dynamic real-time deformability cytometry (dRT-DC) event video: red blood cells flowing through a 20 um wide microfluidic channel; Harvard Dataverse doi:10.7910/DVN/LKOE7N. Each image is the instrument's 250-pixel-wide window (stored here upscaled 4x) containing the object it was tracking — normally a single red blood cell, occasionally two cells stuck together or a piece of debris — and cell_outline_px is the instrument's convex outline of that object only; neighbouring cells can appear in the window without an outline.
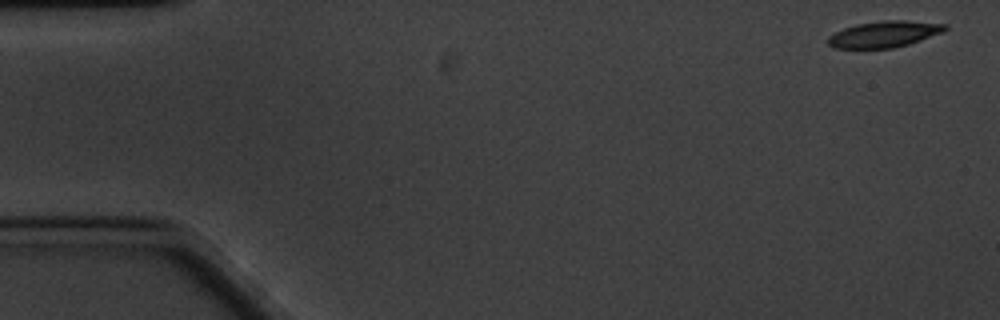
{"species": "common noctule bat (a hibernating species)", "species_latin": "Nyctalus noctula", "temperature_condition": "cold", "stored_images_in_passage": 9, "camera_frame_rate_fps": 3000, "um_per_image_px": 0.085, "animal": {"sex": "male", "body_mass_g": 20.1, "forearm_length_mm": 53.5}, "frame": {"image": 1, "passage_image": 1, "time_ms": 0.0, "image_size_px": [1000, 320], "cell_outline_px": [[948, 28], [944, 32], [908, 44], [892, 48], [836, 48], [828, 44], [828, 36], [844, 28], [856, 24], [884, 20], [904, 20], [948, 24]], "centroid_in_image_um": [75.19, 2.89], "position_along_channel_um": 9.8, "area_um2": 17.86}}